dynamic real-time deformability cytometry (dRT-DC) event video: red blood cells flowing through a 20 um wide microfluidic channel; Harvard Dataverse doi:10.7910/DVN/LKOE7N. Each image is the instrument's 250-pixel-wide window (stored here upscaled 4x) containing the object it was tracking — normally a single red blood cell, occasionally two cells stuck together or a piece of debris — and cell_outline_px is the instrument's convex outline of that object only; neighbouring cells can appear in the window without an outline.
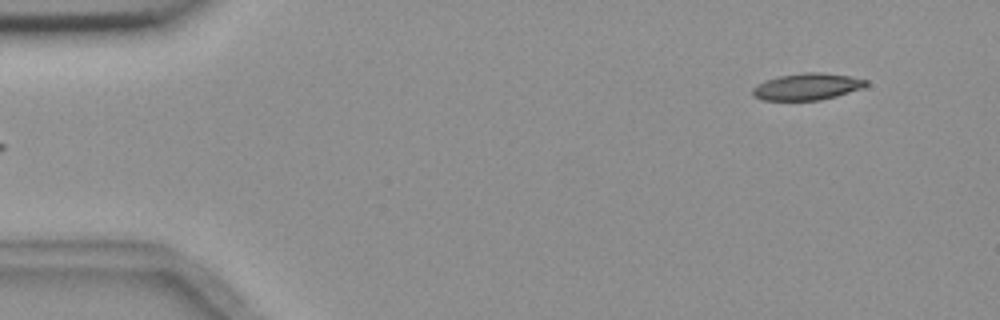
{"species": "common noctule bat (a hibernating species)", "species_latin": "Nyctalus noctula", "temperature_condition": "room temperature", "stored_images_in_passage": 4, "segment_of_instrument_passage": [2, 2], "camera_frame_rate_fps": 3000, "um_per_image_px": 0.085, "animal": {"sex": "female", "body_mass_g": 18.4}, "frame": {"image": 1, "passage_image": 4, "time_ms": 3.667, "image_size_px": [1000, 320], "cell_outline_px": [[868, 84], [860, 88], [836, 96], [820, 100], [760, 100], [752, 96], [752, 88], [756, 84], [764, 80], [780, 76], [804, 72], [820, 72], [852, 76], [868, 80]], "centroid_in_image_um": [68.56, 7.36], "position_along_channel_um": 16.4, "area_um2": 17.74}}